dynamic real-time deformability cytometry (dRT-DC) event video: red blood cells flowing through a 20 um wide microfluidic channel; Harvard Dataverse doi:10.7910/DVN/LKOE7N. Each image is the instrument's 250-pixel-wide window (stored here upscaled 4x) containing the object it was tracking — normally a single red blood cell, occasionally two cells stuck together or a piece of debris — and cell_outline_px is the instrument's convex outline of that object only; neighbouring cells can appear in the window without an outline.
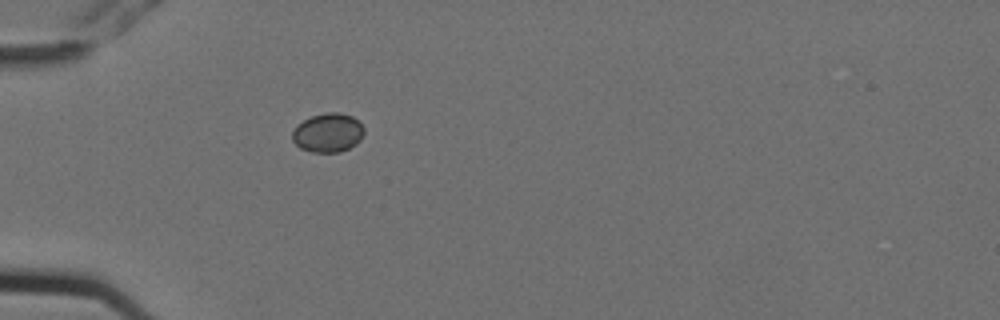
{"species": "Egyptian fruit bat (a non-hibernating species)", "species_latin": "Rousettus aegyptiacus", "temperature_condition": "cold", "stored_images_in_passage": 3, "camera_frame_rate_fps": 3000, "um_per_image_px": 0.085, "animal": {"sex": "female"}, "frame": {"image": 1, "passage_image": 3, "time_ms": 0.667, "image_size_px": [1000, 320], "cell_outline_px": [[364, 132], [360, 140], [356, 144], [340, 152], [312, 152], [300, 148], [292, 140], [292, 132], [296, 124], [312, 116], [328, 112], [340, 112], [352, 116], [364, 128]], "centroid_in_image_um": [27.86, 11.28], "position_along_channel_um": 57.1, "area_um2": 16.3}}